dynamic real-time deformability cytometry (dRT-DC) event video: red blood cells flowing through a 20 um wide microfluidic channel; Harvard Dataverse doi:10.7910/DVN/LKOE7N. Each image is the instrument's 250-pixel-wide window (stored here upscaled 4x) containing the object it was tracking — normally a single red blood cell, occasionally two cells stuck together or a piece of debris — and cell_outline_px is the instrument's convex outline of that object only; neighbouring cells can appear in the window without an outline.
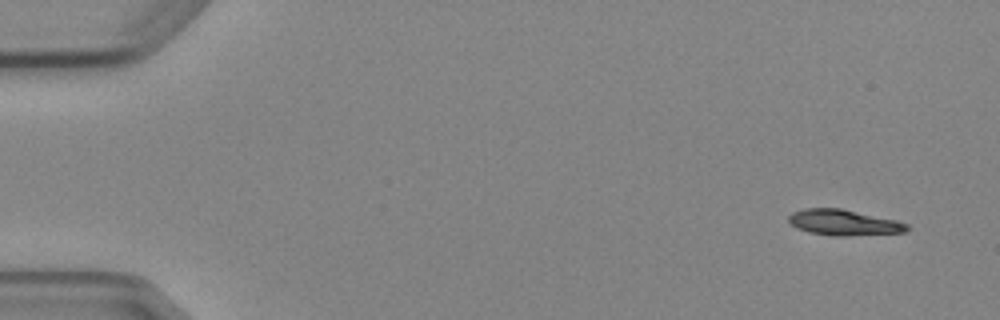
{"species": "Egyptian fruit bat (a non-hibernating species)", "species_latin": "Rousettus aegyptiacus", "temperature_condition": "cold", "stored_images_in_passage": 7, "camera_frame_rate_fps": 3000, "um_per_image_px": 0.085, "animal": {"sex": "female"}, "frame": {"image": 1, "passage_image": 1, "time_ms": 0.0, "image_size_px": [1000, 320], "cell_outline_px": [[908, 232], [848, 236], [832, 236], [808, 232], [796, 228], [788, 220], [788, 216], [792, 212], [804, 208], [840, 208], [896, 220], [908, 224]], "centroid_in_image_um": [71.71, 18.92], "position_along_channel_um": 13.3, "area_um2": 17.86}}
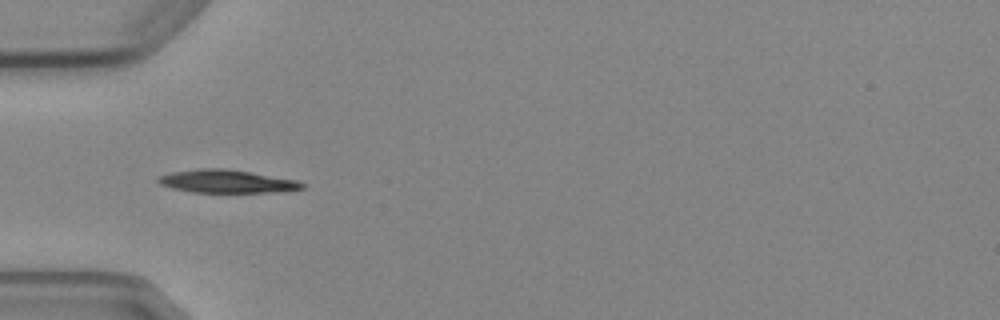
{"frame": {"image": 2, "passage_image": 5, "time_ms": 4.667, "image_size_px": [1000, 320], "cell_outline_px": [[304, 188], [288, 192], [192, 192], [172, 188], [160, 184], [156, 180], [156, 176], [172, 172], [200, 168], [224, 168], [300, 180], [304, 184]], "centroid_in_image_um": [19.3, 15.42], "position_along_channel_um": 65.7, "area_um2": 19.54}}
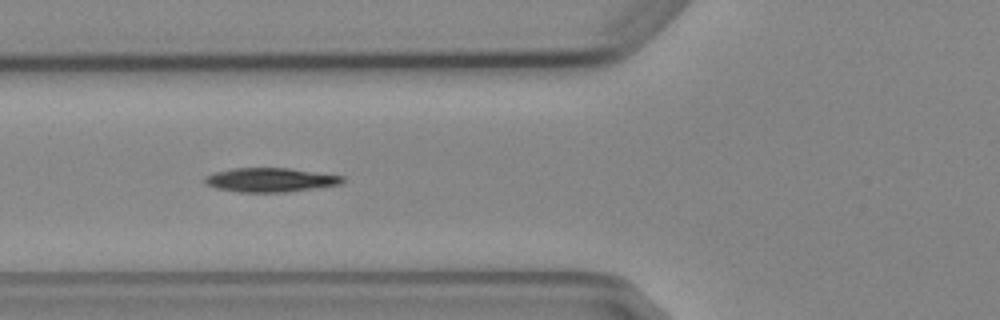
{"frame": {"image": 3, "passage_image": 6, "time_ms": 5.667, "image_size_px": [1000, 320], "cell_outline_px": [[344, 180], [340, 184], [288, 192], [240, 192], [216, 188], [208, 184], [204, 180], [204, 176], [216, 172], [232, 168], [288, 168], [344, 176]], "centroid_in_image_um": [22.97, 15.29], "position_along_channel_um": 102.8, "area_um2": 19.13}}